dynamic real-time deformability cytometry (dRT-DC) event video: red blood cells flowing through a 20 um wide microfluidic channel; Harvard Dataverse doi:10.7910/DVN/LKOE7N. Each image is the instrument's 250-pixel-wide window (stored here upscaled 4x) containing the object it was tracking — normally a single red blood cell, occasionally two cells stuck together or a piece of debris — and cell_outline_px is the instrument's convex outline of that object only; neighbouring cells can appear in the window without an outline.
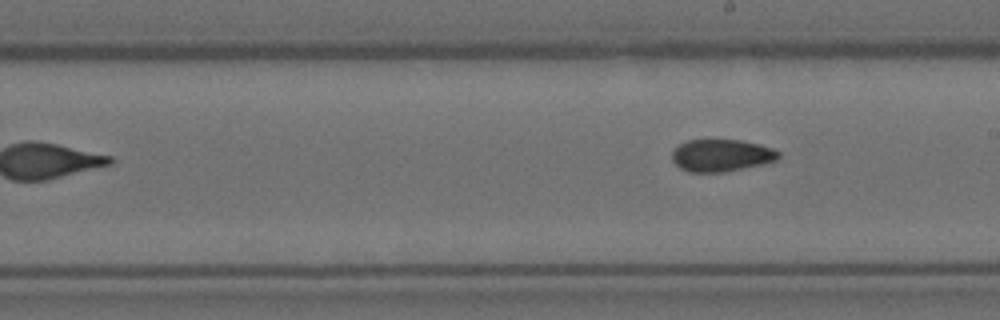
{"species": "Egyptian fruit bat (a non-hibernating species)", "species_latin": "Rousettus aegyptiacus", "temperature_condition": "room temperature", "stored_images_in_passage": 8, "camera_frame_rate_fps": 3000, "um_per_image_px": 0.085, "animal": {"sex": "female"}, "frame": {"image": 1, "passage_image": 8, "time_ms": 2.333, "image_size_px": [1000, 320], "cell_outline_px": [[780, 156], [776, 160], [764, 164], [724, 172], [688, 172], [680, 168], [672, 160], [672, 152], [680, 144], [688, 140], [740, 140], [760, 144], [772, 148], [780, 152]], "centroid_in_image_um": [61.33, 13.21], "position_along_channel_um": 227.7, "area_um2": 20.0}}